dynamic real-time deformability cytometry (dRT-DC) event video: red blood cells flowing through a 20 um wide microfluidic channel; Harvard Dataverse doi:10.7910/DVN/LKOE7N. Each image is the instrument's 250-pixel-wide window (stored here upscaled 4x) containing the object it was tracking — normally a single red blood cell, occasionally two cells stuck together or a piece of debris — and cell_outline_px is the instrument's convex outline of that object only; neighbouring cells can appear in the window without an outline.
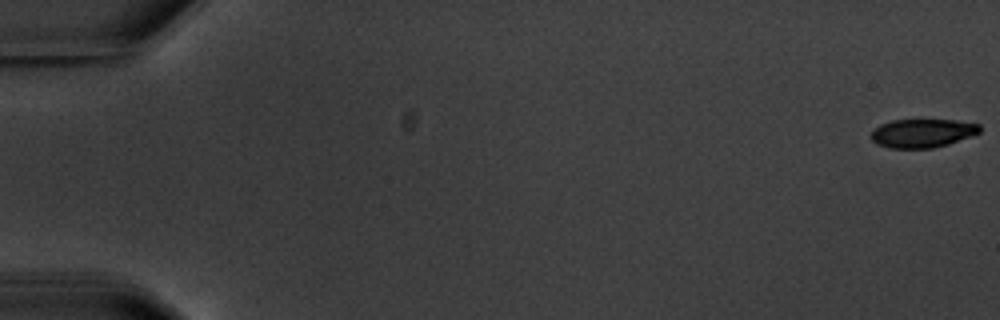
{"species": "common noctule bat (a hibernating species)", "species_latin": "Nyctalus noctula", "temperature_condition": "warm", "stored_images_in_passage": 6, "camera_frame_rate_fps": 3000, "um_per_image_px": 0.085, "animal": {"sex": "male", "body_mass_g": 20.1, "forearm_length_mm": 53.5}, "frame": {"image": 1, "passage_image": 1, "time_ms": 0.0, "image_size_px": [1000, 320], "cell_outline_px": [[980, 132], [972, 136], [948, 144], [932, 148], [888, 148], [876, 144], [872, 140], [872, 128], [880, 124], [892, 120], [956, 120], [980, 124]], "centroid_in_image_um": [78.39, 11.32], "position_along_channel_um": 6.6, "area_um2": 18.21}}
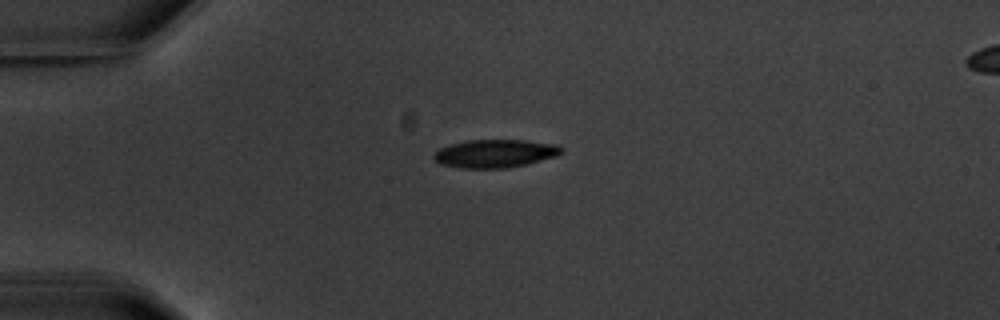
{"frame": {"image": 2, "passage_image": 5, "time_ms": 5.0, "image_size_px": [1000, 320], "cell_outline_px": [[564, 152], [556, 156], [528, 164], [504, 168], [460, 168], [440, 164], [432, 156], [440, 148], [448, 144], [468, 140], [524, 140], [556, 144], [564, 148]], "centroid_in_image_um": [42.1, 13.04], "position_along_channel_um": 42.9, "area_um2": 21.04}}